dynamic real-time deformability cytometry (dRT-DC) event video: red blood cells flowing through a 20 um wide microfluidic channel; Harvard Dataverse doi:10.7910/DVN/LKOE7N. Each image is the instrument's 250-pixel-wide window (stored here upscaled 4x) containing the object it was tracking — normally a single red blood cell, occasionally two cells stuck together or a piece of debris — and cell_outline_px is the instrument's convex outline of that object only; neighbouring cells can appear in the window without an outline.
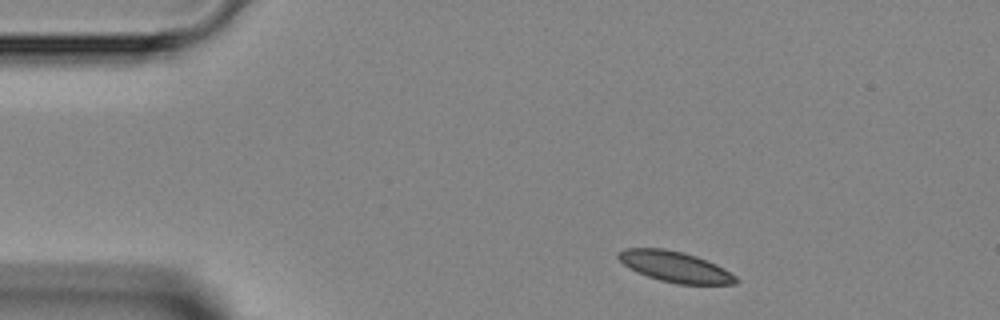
{"species": "Egyptian fruit bat (a non-hibernating species)", "species_latin": "Rousettus aegyptiacus", "temperature_condition": "room temperature", "stored_images_in_passage": 3, "camera_frame_rate_fps": 3000, "um_per_image_px": 0.085, "animal": {"sex": "female"}, "frame": {"image": 1, "passage_image": 1, "time_ms": 0.0, "image_size_px": [1000, 320], "cell_outline_px": [[740, 280], [736, 284], [676, 284], [660, 280], [636, 272], [624, 264], [616, 256], [616, 252], [624, 248], [664, 248], [684, 252], [696, 256], [716, 264], [724, 268], [736, 276]], "centroid_in_image_um": [57.38, 22.66], "position_along_channel_um": 27.6, "area_um2": 21.15}}
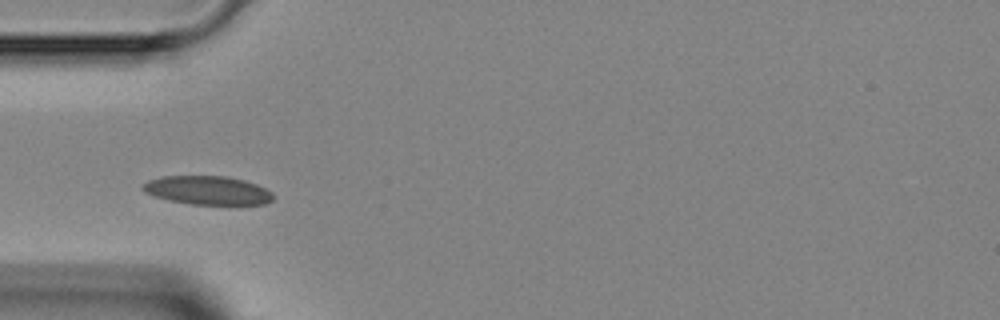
{"frame": {"image": 2, "passage_image": 3, "time_ms": 2.333, "image_size_px": [1000, 320], "cell_outline_px": [[276, 196], [272, 200], [264, 204], [228, 208], [192, 204], [168, 200], [152, 196], [144, 192], [140, 188], [148, 180], [160, 176], [228, 176], [244, 180], [256, 184], [272, 192]], "centroid_in_image_um": [17.7, 16.23], "position_along_channel_um": 67.3, "area_um2": 22.95}}